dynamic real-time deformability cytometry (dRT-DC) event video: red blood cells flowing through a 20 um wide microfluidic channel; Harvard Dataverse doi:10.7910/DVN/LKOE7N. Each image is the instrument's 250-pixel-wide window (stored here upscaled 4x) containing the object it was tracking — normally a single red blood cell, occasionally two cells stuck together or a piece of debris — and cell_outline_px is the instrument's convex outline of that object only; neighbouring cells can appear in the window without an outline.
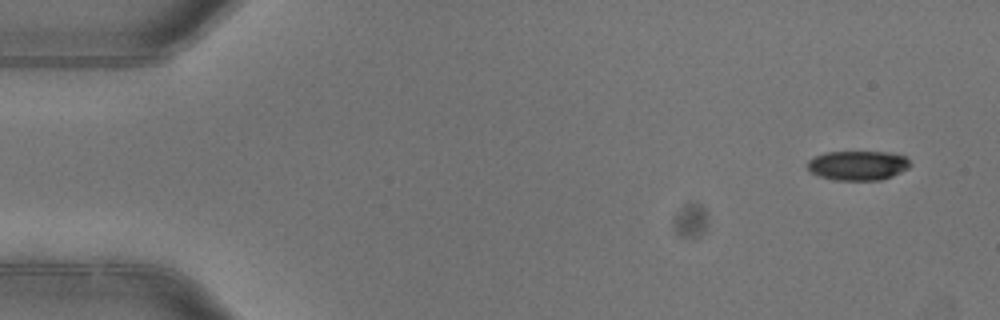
{"species": "common noctule bat (a hibernating species)", "species_latin": "Nyctalus noctula", "temperature_condition": "warm", "stored_images_in_passage": 5, "camera_frame_rate_fps": 3000, "um_per_image_px": 0.085, "animal": {"sex": "female"}, "frame": {"image": 1, "passage_image": 1, "time_ms": 0.0, "image_size_px": [1000, 320], "cell_outline_px": [[912, 164], [908, 168], [892, 176], [880, 180], [836, 180], [820, 176], [812, 172], [808, 168], [808, 160], [816, 156], [828, 152], [888, 152], [904, 156]], "centroid_in_image_um": [72.94, 14.06], "position_along_channel_um": 12.1, "area_um2": 17.46}}
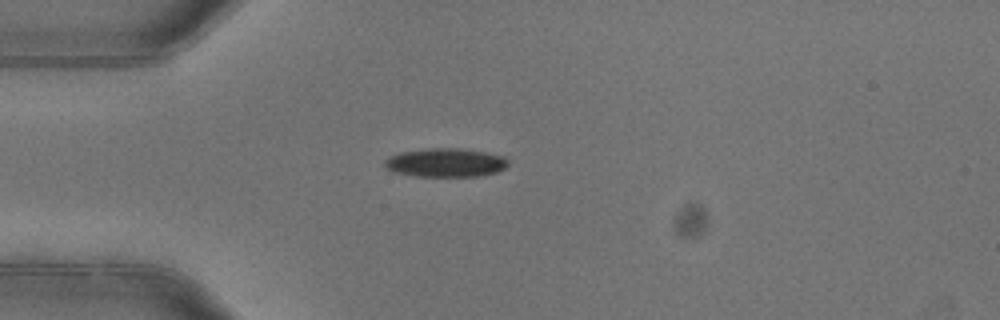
{"frame": {"image": 2, "passage_image": 4, "time_ms": 1.0, "image_size_px": [1000, 320], "cell_outline_px": [[508, 164], [504, 168], [496, 172], [480, 176], [416, 176], [396, 172], [388, 168], [384, 164], [384, 160], [400, 152], [432, 148], [460, 148], [484, 152], [504, 156], [508, 160]], "centroid_in_image_um": [37.91, 13.82], "position_along_channel_um": 47.1, "area_um2": 20.4}}